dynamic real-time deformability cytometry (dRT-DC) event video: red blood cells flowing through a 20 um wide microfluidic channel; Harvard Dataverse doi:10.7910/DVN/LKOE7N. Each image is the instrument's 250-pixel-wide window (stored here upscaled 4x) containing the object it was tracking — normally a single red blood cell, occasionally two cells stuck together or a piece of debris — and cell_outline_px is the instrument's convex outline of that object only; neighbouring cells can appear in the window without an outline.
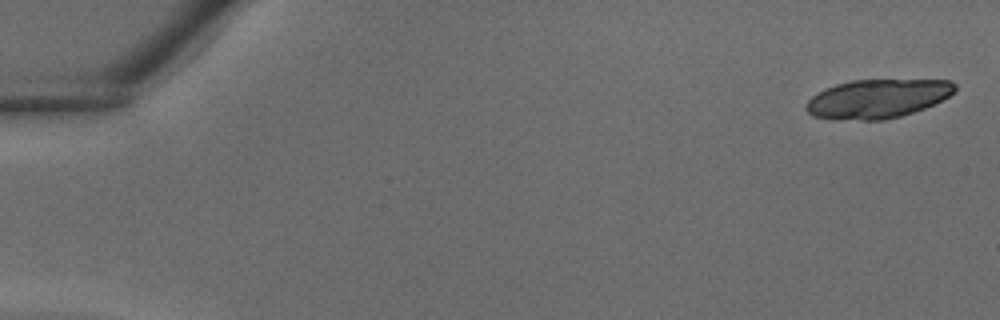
{"species": "common noctule bat (a hibernating species)", "species_latin": "Nyctalus noctula", "temperature_condition": "warm", "stored_images_in_passage": 14, "camera_frame_rate_fps": 3000, "um_per_image_px": 0.085, "animal": {"sex": "male", "body_mass_g": 18.8}, "frame": {"image": 1, "passage_image": 1, "time_ms": 0.0, "image_size_px": [1000, 320], "cell_outline_px": [[956, 88], [948, 96], [924, 108], [900, 116], [884, 120], [832, 120], [812, 116], [804, 108], [804, 104], [812, 96], [836, 84], [852, 80], [952, 80], [956, 84]], "centroid_in_image_um": [74.53, 8.4], "position_along_channel_um": 10.5, "area_um2": 33.64}}